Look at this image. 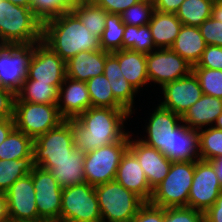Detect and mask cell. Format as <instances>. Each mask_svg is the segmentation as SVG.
<instances>
[{"mask_svg":"<svg viewBox=\"0 0 222 222\" xmlns=\"http://www.w3.org/2000/svg\"><path fill=\"white\" fill-rule=\"evenodd\" d=\"M119 63L121 72L125 79L139 89L149 84L147 67H146V54L135 52L129 49H122L111 53Z\"/></svg>","mask_w":222,"mask_h":222,"instance_id":"obj_26","label":"cell"},{"mask_svg":"<svg viewBox=\"0 0 222 222\" xmlns=\"http://www.w3.org/2000/svg\"><path fill=\"white\" fill-rule=\"evenodd\" d=\"M42 41L65 62L81 51L101 50L100 40L89 33L72 11L45 21Z\"/></svg>","mask_w":222,"mask_h":222,"instance_id":"obj_2","label":"cell"},{"mask_svg":"<svg viewBox=\"0 0 222 222\" xmlns=\"http://www.w3.org/2000/svg\"><path fill=\"white\" fill-rule=\"evenodd\" d=\"M167 158L172 162L197 161L199 155L198 130L180 123L169 135Z\"/></svg>","mask_w":222,"mask_h":222,"instance_id":"obj_21","label":"cell"},{"mask_svg":"<svg viewBox=\"0 0 222 222\" xmlns=\"http://www.w3.org/2000/svg\"><path fill=\"white\" fill-rule=\"evenodd\" d=\"M43 23L31 8L0 0V45H31L42 41Z\"/></svg>","mask_w":222,"mask_h":222,"instance_id":"obj_3","label":"cell"},{"mask_svg":"<svg viewBox=\"0 0 222 222\" xmlns=\"http://www.w3.org/2000/svg\"><path fill=\"white\" fill-rule=\"evenodd\" d=\"M33 139L14 128L0 144V160L33 157Z\"/></svg>","mask_w":222,"mask_h":222,"instance_id":"obj_31","label":"cell"},{"mask_svg":"<svg viewBox=\"0 0 222 222\" xmlns=\"http://www.w3.org/2000/svg\"><path fill=\"white\" fill-rule=\"evenodd\" d=\"M207 44L199 27L182 25L173 45L170 47L192 66L200 61Z\"/></svg>","mask_w":222,"mask_h":222,"instance_id":"obj_27","label":"cell"},{"mask_svg":"<svg viewBox=\"0 0 222 222\" xmlns=\"http://www.w3.org/2000/svg\"><path fill=\"white\" fill-rule=\"evenodd\" d=\"M160 105L181 117L203 95L198 78L193 72L188 76L169 82L162 88Z\"/></svg>","mask_w":222,"mask_h":222,"instance_id":"obj_16","label":"cell"},{"mask_svg":"<svg viewBox=\"0 0 222 222\" xmlns=\"http://www.w3.org/2000/svg\"><path fill=\"white\" fill-rule=\"evenodd\" d=\"M15 128L14 118L0 119V144Z\"/></svg>","mask_w":222,"mask_h":222,"instance_id":"obj_49","label":"cell"},{"mask_svg":"<svg viewBox=\"0 0 222 222\" xmlns=\"http://www.w3.org/2000/svg\"><path fill=\"white\" fill-rule=\"evenodd\" d=\"M109 14H121L140 0H92Z\"/></svg>","mask_w":222,"mask_h":222,"instance_id":"obj_46","label":"cell"},{"mask_svg":"<svg viewBox=\"0 0 222 222\" xmlns=\"http://www.w3.org/2000/svg\"><path fill=\"white\" fill-rule=\"evenodd\" d=\"M205 129L198 130L199 155L200 159L211 161L222 156V130L213 126Z\"/></svg>","mask_w":222,"mask_h":222,"instance_id":"obj_37","label":"cell"},{"mask_svg":"<svg viewBox=\"0 0 222 222\" xmlns=\"http://www.w3.org/2000/svg\"><path fill=\"white\" fill-rule=\"evenodd\" d=\"M128 149L138 159L150 188L154 190L168 175L172 161L158 149L140 141L139 138L133 139L132 132L129 133Z\"/></svg>","mask_w":222,"mask_h":222,"instance_id":"obj_17","label":"cell"},{"mask_svg":"<svg viewBox=\"0 0 222 222\" xmlns=\"http://www.w3.org/2000/svg\"><path fill=\"white\" fill-rule=\"evenodd\" d=\"M33 168V157L0 160V192L5 193L15 181L30 174Z\"/></svg>","mask_w":222,"mask_h":222,"instance_id":"obj_35","label":"cell"},{"mask_svg":"<svg viewBox=\"0 0 222 222\" xmlns=\"http://www.w3.org/2000/svg\"><path fill=\"white\" fill-rule=\"evenodd\" d=\"M222 113V99L202 95L181 117L189 128L202 129L214 125L216 118Z\"/></svg>","mask_w":222,"mask_h":222,"instance_id":"obj_24","label":"cell"},{"mask_svg":"<svg viewBox=\"0 0 222 222\" xmlns=\"http://www.w3.org/2000/svg\"><path fill=\"white\" fill-rule=\"evenodd\" d=\"M59 88L50 83H37V80H24L15 93V102L57 104Z\"/></svg>","mask_w":222,"mask_h":222,"instance_id":"obj_30","label":"cell"},{"mask_svg":"<svg viewBox=\"0 0 222 222\" xmlns=\"http://www.w3.org/2000/svg\"><path fill=\"white\" fill-rule=\"evenodd\" d=\"M131 115L126 109L88 108L72 119L76 148L86 153L122 141L130 133L124 122Z\"/></svg>","mask_w":222,"mask_h":222,"instance_id":"obj_1","label":"cell"},{"mask_svg":"<svg viewBox=\"0 0 222 222\" xmlns=\"http://www.w3.org/2000/svg\"><path fill=\"white\" fill-rule=\"evenodd\" d=\"M104 75L111 85L114 98L130 114H133L134 96L138 91L125 79L121 72L118 60L111 53L106 57Z\"/></svg>","mask_w":222,"mask_h":222,"instance_id":"obj_25","label":"cell"},{"mask_svg":"<svg viewBox=\"0 0 222 222\" xmlns=\"http://www.w3.org/2000/svg\"><path fill=\"white\" fill-rule=\"evenodd\" d=\"M122 43V49H129L143 54H149L158 49L154 44L149 25H125Z\"/></svg>","mask_w":222,"mask_h":222,"instance_id":"obj_34","label":"cell"},{"mask_svg":"<svg viewBox=\"0 0 222 222\" xmlns=\"http://www.w3.org/2000/svg\"><path fill=\"white\" fill-rule=\"evenodd\" d=\"M201 35L207 45L222 47V22L212 16L199 26Z\"/></svg>","mask_w":222,"mask_h":222,"instance_id":"obj_42","label":"cell"},{"mask_svg":"<svg viewBox=\"0 0 222 222\" xmlns=\"http://www.w3.org/2000/svg\"><path fill=\"white\" fill-rule=\"evenodd\" d=\"M31 45H0V86L16 93L27 77Z\"/></svg>","mask_w":222,"mask_h":222,"instance_id":"obj_14","label":"cell"},{"mask_svg":"<svg viewBox=\"0 0 222 222\" xmlns=\"http://www.w3.org/2000/svg\"><path fill=\"white\" fill-rule=\"evenodd\" d=\"M57 107L65 120L76 118L91 107L86 82L66 77L59 88Z\"/></svg>","mask_w":222,"mask_h":222,"instance_id":"obj_19","label":"cell"},{"mask_svg":"<svg viewBox=\"0 0 222 222\" xmlns=\"http://www.w3.org/2000/svg\"><path fill=\"white\" fill-rule=\"evenodd\" d=\"M210 162L214 166L217 178L219 179V181L222 185V156L217 157V158L211 160Z\"/></svg>","mask_w":222,"mask_h":222,"instance_id":"obj_52","label":"cell"},{"mask_svg":"<svg viewBox=\"0 0 222 222\" xmlns=\"http://www.w3.org/2000/svg\"><path fill=\"white\" fill-rule=\"evenodd\" d=\"M130 222H165V209L145 202Z\"/></svg>","mask_w":222,"mask_h":222,"instance_id":"obj_44","label":"cell"},{"mask_svg":"<svg viewBox=\"0 0 222 222\" xmlns=\"http://www.w3.org/2000/svg\"><path fill=\"white\" fill-rule=\"evenodd\" d=\"M110 52L81 51L66 61V77L87 82L90 78L104 74L106 57Z\"/></svg>","mask_w":222,"mask_h":222,"instance_id":"obj_23","label":"cell"},{"mask_svg":"<svg viewBox=\"0 0 222 222\" xmlns=\"http://www.w3.org/2000/svg\"><path fill=\"white\" fill-rule=\"evenodd\" d=\"M71 11L80 19L89 33L100 40L109 13L92 0H76Z\"/></svg>","mask_w":222,"mask_h":222,"instance_id":"obj_29","label":"cell"},{"mask_svg":"<svg viewBox=\"0 0 222 222\" xmlns=\"http://www.w3.org/2000/svg\"><path fill=\"white\" fill-rule=\"evenodd\" d=\"M76 0H31L30 8L42 22L70 12Z\"/></svg>","mask_w":222,"mask_h":222,"instance_id":"obj_38","label":"cell"},{"mask_svg":"<svg viewBox=\"0 0 222 222\" xmlns=\"http://www.w3.org/2000/svg\"><path fill=\"white\" fill-rule=\"evenodd\" d=\"M75 149L72 119L64 120L33 141V164L39 166L44 160L66 159Z\"/></svg>","mask_w":222,"mask_h":222,"instance_id":"obj_9","label":"cell"},{"mask_svg":"<svg viewBox=\"0 0 222 222\" xmlns=\"http://www.w3.org/2000/svg\"><path fill=\"white\" fill-rule=\"evenodd\" d=\"M0 222H10L7 213L5 193L0 192Z\"/></svg>","mask_w":222,"mask_h":222,"instance_id":"obj_50","label":"cell"},{"mask_svg":"<svg viewBox=\"0 0 222 222\" xmlns=\"http://www.w3.org/2000/svg\"><path fill=\"white\" fill-rule=\"evenodd\" d=\"M128 144L129 134L122 141L86 152L84 157L85 182L95 187L115 180L121 157L128 149Z\"/></svg>","mask_w":222,"mask_h":222,"instance_id":"obj_7","label":"cell"},{"mask_svg":"<svg viewBox=\"0 0 222 222\" xmlns=\"http://www.w3.org/2000/svg\"><path fill=\"white\" fill-rule=\"evenodd\" d=\"M15 93L0 86V119L14 118Z\"/></svg>","mask_w":222,"mask_h":222,"instance_id":"obj_45","label":"cell"},{"mask_svg":"<svg viewBox=\"0 0 222 222\" xmlns=\"http://www.w3.org/2000/svg\"><path fill=\"white\" fill-rule=\"evenodd\" d=\"M155 46L160 48H170L182 27L181 21L174 13H163L154 10L149 22Z\"/></svg>","mask_w":222,"mask_h":222,"instance_id":"obj_28","label":"cell"},{"mask_svg":"<svg viewBox=\"0 0 222 222\" xmlns=\"http://www.w3.org/2000/svg\"><path fill=\"white\" fill-rule=\"evenodd\" d=\"M31 175L39 222H60L63 188L59 186L49 170L34 166Z\"/></svg>","mask_w":222,"mask_h":222,"instance_id":"obj_10","label":"cell"},{"mask_svg":"<svg viewBox=\"0 0 222 222\" xmlns=\"http://www.w3.org/2000/svg\"><path fill=\"white\" fill-rule=\"evenodd\" d=\"M85 153L75 149L63 160H44L39 167L49 170L61 188L82 184L84 177Z\"/></svg>","mask_w":222,"mask_h":222,"instance_id":"obj_22","label":"cell"},{"mask_svg":"<svg viewBox=\"0 0 222 222\" xmlns=\"http://www.w3.org/2000/svg\"><path fill=\"white\" fill-rule=\"evenodd\" d=\"M212 17L222 22V0H215L212 8Z\"/></svg>","mask_w":222,"mask_h":222,"instance_id":"obj_51","label":"cell"},{"mask_svg":"<svg viewBox=\"0 0 222 222\" xmlns=\"http://www.w3.org/2000/svg\"><path fill=\"white\" fill-rule=\"evenodd\" d=\"M5 196L10 222H39L31 173L15 181Z\"/></svg>","mask_w":222,"mask_h":222,"instance_id":"obj_15","label":"cell"},{"mask_svg":"<svg viewBox=\"0 0 222 222\" xmlns=\"http://www.w3.org/2000/svg\"><path fill=\"white\" fill-rule=\"evenodd\" d=\"M184 0H153L155 10L163 13H176Z\"/></svg>","mask_w":222,"mask_h":222,"instance_id":"obj_47","label":"cell"},{"mask_svg":"<svg viewBox=\"0 0 222 222\" xmlns=\"http://www.w3.org/2000/svg\"><path fill=\"white\" fill-rule=\"evenodd\" d=\"M192 68H208L222 70V47L217 45H207L202 57L197 65Z\"/></svg>","mask_w":222,"mask_h":222,"instance_id":"obj_43","label":"cell"},{"mask_svg":"<svg viewBox=\"0 0 222 222\" xmlns=\"http://www.w3.org/2000/svg\"><path fill=\"white\" fill-rule=\"evenodd\" d=\"M222 193V185L210 161H195V172L188 196V208L205 213Z\"/></svg>","mask_w":222,"mask_h":222,"instance_id":"obj_11","label":"cell"},{"mask_svg":"<svg viewBox=\"0 0 222 222\" xmlns=\"http://www.w3.org/2000/svg\"><path fill=\"white\" fill-rule=\"evenodd\" d=\"M204 95L222 99V70L192 68Z\"/></svg>","mask_w":222,"mask_h":222,"instance_id":"obj_40","label":"cell"},{"mask_svg":"<svg viewBox=\"0 0 222 222\" xmlns=\"http://www.w3.org/2000/svg\"><path fill=\"white\" fill-rule=\"evenodd\" d=\"M64 120L57 104L14 102L15 128L33 140L57 127Z\"/></svg>","mask_w":222,"mask_h":222,"instance_id":"obj_8","label":"cell"},{"mask_svg":"<svg viewBox=\"0 0 222 222\" xmlns=\"http://www.w3.org/2000/svg\"><path fill=\"white\" fill-rule=\"evenodd\" d=\"M115 180L138 195L144 202H150L153 190L150 188L138 159L129 149L121 157Z\"/></svg>","mask_w":222,"mask_h":222,"instance_id":"obj_20","label":"cell"},{"mask_svg":"<svg viewBox=\"0 0 222 222\" xmlns=\"http://www.w3.org/2000/svg\"><path fill=\"white\" fill-rule=\"evenodd\" d=\"M66 78V62L43 41L34 44L25 80L60 86Z\"/></svg>","mask_w":222,"mask_h":222,"instance_id":"obj_13","label":"cell"},{"mask_svg":"<svg viewBox=\"0 0 222 222\" xmlns=\"http://www.w3.org/2000/svg\"><path fill=\"white\" fill-rule=\"evenodd\" d=\"M125 24L120 14H108L105 20V29L100 38V46L103 51L115 52L122 50V38Z\"/></svg>","mask_w":222,"mask_h":222,"instance_id":"obj_36","label":"cell"},{"mask_svg":"<svg viewBox=\"0 0 222 222\" xmlns=\"http://www.w3.org/2000/svg\"><path fill=\"white\" fill-rule=\"evenodd\" d=\"M146 67L149 83L161 87L192 72V65L171 48H160L146 54Z\"/></svg>","mask_w":222,"mask_h":222,"instance_id":"obj_12","label":"cell"},{"mask_svg":"<svg viewBox=\"0 0 222 222\" xmlns=\"http://www.w3.org/2000/svg\"><path fill=\"white\" fill-rule=\"evenodd\" d=\"M145 131L147 138L139 140L146 145L158 149L167 157L168 139L171 132L182 123L181 116L160 104L150 115Z\"/></svg>","mask_w":222,"mask_h":222,"instance_id":"obj_18","label":"cell"},{"mask_svg":"<svg viewBox=\"0 0 222 222\" xmlns=\"http://www.w3.org/2000/svg\"><path fill=\"white\" fill-rule=\"evenodd\" d=\"M204 213L188 207L165 208V222H203Z\"/></svg>","mask_w":222,"mask_h":222,"instance_id":"obj_41","label":"cell"},{"mask_svg":"<svg viewBox=\"0 0 222 222\" xmlns=\"http://www.w3.org/2000/svg\"><path fill=\"white\" fill-rule=\"evenodd\" d=\"M195 161L172 162L168 175L153 190L150 203L162 208L187 207Z\"/></svg>","mask_w":222,"mask_h":222,"instance_id":"obj_5","label":"cell"},{"mask_svg":"<svg viewBox=\"0 0 222 222\" xmlns=\"http://www.w3.org/2000/svg\"><path fill=\"white\" fill-rule=\"evenodd\" d=\"M207 222H222V193L215 203L204 213Z\"/></svg>","mask_w":222,"mask_h":222,"instance_id":"obj_48","label":"cell"},{"mask_svg":"<svg viewBox=\"0 0 222 222\" xmlns=\"http://www.w3.org/2000/svg\"><path fill=\"white\" fill-rule=\"evenodd\" d=\"M60 222H102L94 186L84 182L62 189Z\"/></svg>","mask_w":222,"mask_h":222,"instance_id":"obj_6","label":"cell"},{"mask_svg":"<svg viewBox=\"0 0 222 222\" xmlns=\"http://www.w3.org/2000/svg\"><path fill=\"white\" fill-rule=\"evenodd\" d=\"M91 107L125 109L115 98L111 85L104 74L90 78L87 82Z\"/></svg>","mask_w":222,"mask_h":222,"instance_id":"obj_33","label":"cell"},{"mask_svg":"<svg viewBox=\"0 0 222 222\" xmlns=\"http://www.w3.org/2000/svg\"><path fill=\"white\" fill-rule=\"evenodd\" d=\"M213 127L222 130V113L216 118L215 125Z\"/></svg>","mask_w":222,"mask_h":222,"instance_id":"obj_54","label":"cell"},{"mask_svg":"<svg viewBox=\"0 0 222 222\" xmlns=\"http://www.w3.org/2000/svg\"><path fill=\"white\" fill-rule=\"evenodd\" d=\"M153 0H140L123 11L120 16L125 25H148L154 12Z\"/></svg>","mask_w":222,"mask_h":222,"instance_id":"obj_39","label":"cell"},{"mask_svg":"<svg viewBox=\"0 0 222 222\" xmlns=\"http://www.w3.org/2000/svg\"><path fill=\"white\" fill-rule=\"evenodd\" d=\"M15 5L24 6L30 8L31 0H7Z\"/></svg>","mask_w":222,"mask_h":222,"instance_id":"obj_53","label":"cell"},{"mask_svg":"<svg viewBox=\"0 0 222 222\" xmlns=\"http://www.w3.org/2000/svg\"><path fill=\"white\" fill-rule=\"evenodd\" d=\"M102 222H130L145 203L116 180L94 187Z\"/></svg>","mask_w":222,"mask_h":222,"instance_id":"obj_4","label":"cell"},{"mask_svg":"<svg viewBox=\"0 0 222 222\" xmlns=\"http://www.w3.org/2000/svg\"><path fill=\"white\" fill-rule=\"evenodd\" d=\"M215 0H184L175 13L183 25L199 27L212 16Z\"/></svg>","mask_w":222,"mask_h":222,"instance_id":"obj_32","label":"cell"}]
</instances>
